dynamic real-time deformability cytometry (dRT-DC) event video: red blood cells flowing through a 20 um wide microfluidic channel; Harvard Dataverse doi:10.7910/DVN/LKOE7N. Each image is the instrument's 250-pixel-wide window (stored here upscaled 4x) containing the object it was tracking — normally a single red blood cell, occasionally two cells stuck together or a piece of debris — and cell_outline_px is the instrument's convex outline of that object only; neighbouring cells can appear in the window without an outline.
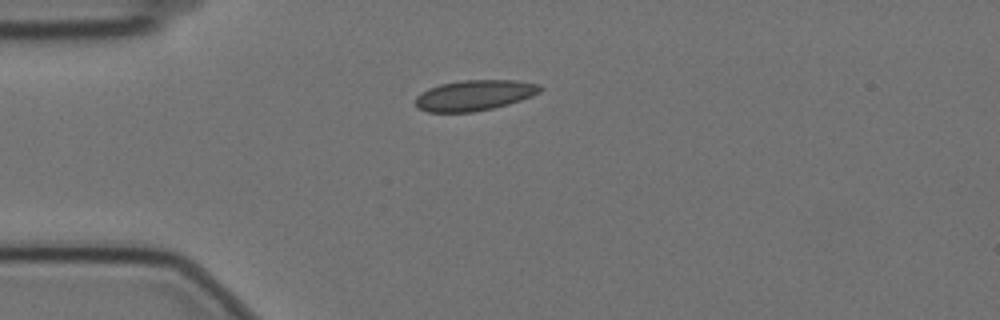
{"species": "Egyptian fruit bat (a non-hibernating species)", "species_latin": "Rousettus aegyptiacus", "temperature_condition": "cold", "stored_images_in_passage": 7, "camera_frame_rate_fps": 3000, "um_per_image_px": 0.085, "animal": {"sex": "female"}, "frame": {"image": 1, "passage_image": 1, "time_ms": 0.0, "image_size_px": [1000, 320], "cell_outline_px": [[544, 88], [540, 92], [532, 96], [508, 104], [492, 108], [472, 112], [428, 112], [420, 108], [416, 104], [416, 96], [420, 92], [428, 88], [440, 84], [464, 80], [516, 80], [540, 84]], "centroid_in_image_um": [40.35, 8.09], "position_along_channel_um": 44.7, "area_um2": 22.2}}
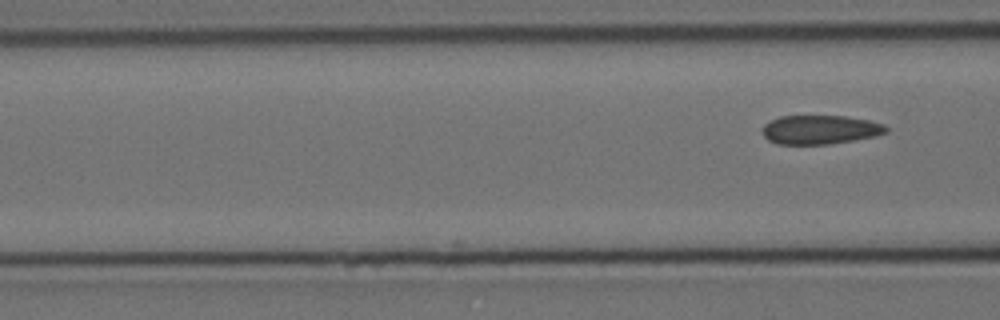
{"frame": {"image": 2, "passage_image": 7, "time_ms": 2.0, "image_size_px": [1000, 320], "cell_outline_px": [[888, 132], [876, 136], [856, 140], [828, 144], [776, 144], [768, 140], [760, 132], [760, 128], [764, 124], [780, 116], [844, 116], [868, 120], [884, 124], [888, 128]], "centroid_in_image_um": [69.69, 11.03], "position_along_channel_um": 96.9, "area_um2": 21.1}}